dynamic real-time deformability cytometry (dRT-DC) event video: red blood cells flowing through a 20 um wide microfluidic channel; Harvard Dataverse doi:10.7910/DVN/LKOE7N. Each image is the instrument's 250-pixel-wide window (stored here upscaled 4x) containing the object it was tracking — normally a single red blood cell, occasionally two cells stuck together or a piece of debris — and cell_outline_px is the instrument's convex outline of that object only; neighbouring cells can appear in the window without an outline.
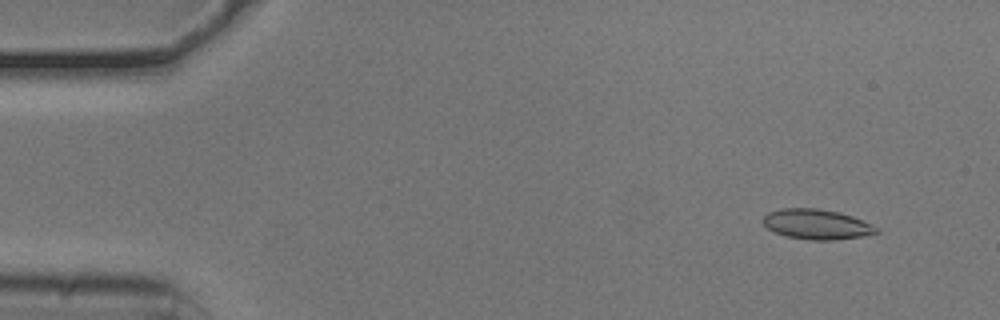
{"species": "common noctule bat (a hibernating species)", "species_latin": "Nyctalus noctula", "temperature_condition": "cold", "stored_images_in_passage": 54, "camera_frame_rate_fps": 3000, "um_per_image_px": 0.085, "animal": {"sex": "male", "body_mass_g": 20.5, "forearm_length_mm": 52.5}, "frame": {"image": 1, "passage_image": 5, "time_ms": 1.333, "image_size_px": [1000, 320], "cell_outline_px": [[880, 232], [860, 236], [832, 240], [812, 240], [788, 236], [776, 232], [768, 228], [760, 220], [768, 212], [780, 208], [816, 208], [840, 212], [852, 216], [872, 224], [880, 228]], "centroid_in_image_um": [69.42, 19.05], "position_along_channel_um": 15.6, "area_um2": 19.83}}
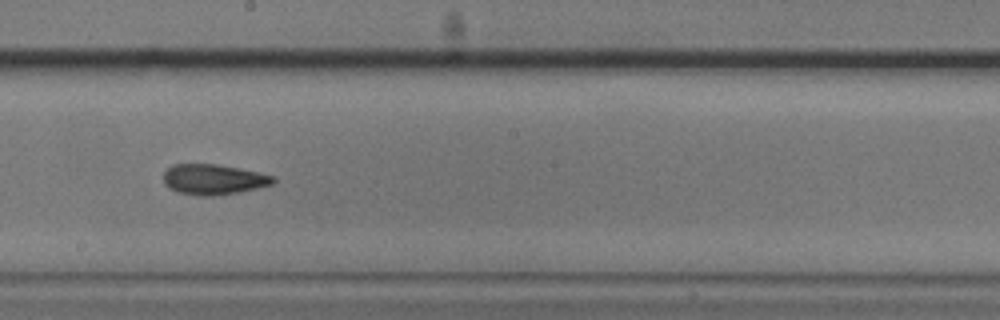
{"frame": {"image": 2, "passage_image": 30, "time_ms": 9.667, "image_size_px": [1000, 320], "cell_outline_px": [[276, 180], [272, 184], [256, 188], [236, 192], [212, 196], [200, 196], [176, 192], [168, 188], [164, 184], [164, 172], [172, 164], [216, 164], [276, 176]], "centroid_in_image_um": [18.1, 15.25], "position_along_channel_um": 230.1, "area_um2": 19.31}}
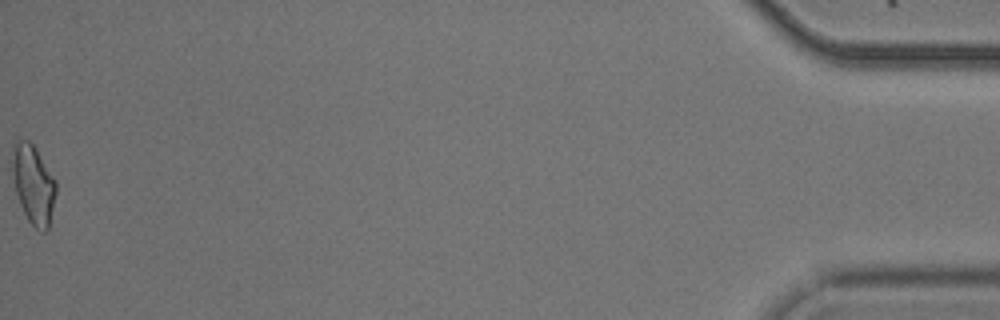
{"frame": {"image": 3, "passage_image": 54, "time_ms": 17.667, "image_size_px": [1000, 320], "cell_outline_px": [[56, 192], [48, 232], [44, 232], [36, 228], [28, 220], [20, 204], [16, 192], [12, 176], [12, 144], [16, 140], [28, 140], [36, 148], [56, 180]], "centroid_in_image_um": [2.83, 15.65], "position_along_channel_um": 432.4, "area_um2": 20.23}, "authors_computed_cell_mechanics": {"area_um2": 19.363, "velocity_mm_per_s": 3.7817, "shape_relaxation_time_tau1_ms": 7.6133, "shape_relaxation_time_tau2_ms": 4.6366, "deformation_change_tau1": 0.1446, "deformation_change_tau2": 0.1123}}